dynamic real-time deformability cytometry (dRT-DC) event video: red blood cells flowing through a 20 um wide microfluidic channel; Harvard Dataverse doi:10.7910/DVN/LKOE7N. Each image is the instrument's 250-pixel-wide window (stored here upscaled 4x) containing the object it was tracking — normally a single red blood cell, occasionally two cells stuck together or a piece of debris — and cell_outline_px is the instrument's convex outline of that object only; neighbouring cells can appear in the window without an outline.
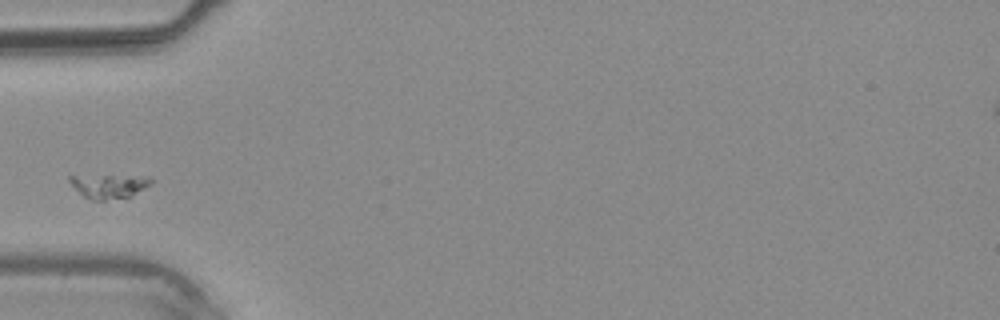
{"species": "common noctule bat (a hibernating species)", "species_latin": "Nyctalus noctula", "temperature_condition": "warm", "stored_images_in_passage": 1, "camera_frame_rate_fps": 3000, "um_per_image_px": 0.085, "animal": {"sex": "male", "body_mass_g": 20.4}, "frame": {"image": 1, "passage_image": 1, "time_ms": 0.0, "image_size_px": [1000, 320], "cell_outline_px": [[152, 184], [132, 196], [104, 200], [92, 200], [84, 196], [68, 180], [68, 176], [112, 176], [152, 180]], "centroid_in_image_um": [9.2, 15.85], "position_along_channel_um": 75.8, "area_um2": 10.64}}